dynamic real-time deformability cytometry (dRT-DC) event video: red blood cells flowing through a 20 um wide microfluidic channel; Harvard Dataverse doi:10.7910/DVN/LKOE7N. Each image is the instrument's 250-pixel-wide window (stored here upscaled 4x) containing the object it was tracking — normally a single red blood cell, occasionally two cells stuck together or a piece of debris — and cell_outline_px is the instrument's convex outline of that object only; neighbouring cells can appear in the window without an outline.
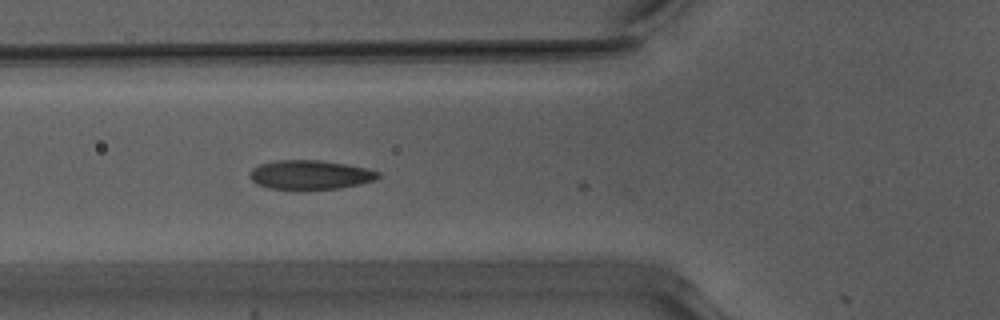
{"species": "Egyptian fruit bat (a non-hibernating species)", "species_latin": "Rousettus aegyptiacus", "temperature_condition": "warm", "stored_images_in_passage": 6, "camera_frame_rate_fps": 3000, "um_per_image_px": 0.085, "animal": {"sex": "male"}, "frame": {"image": 1, "passage_image": 5, "time_ms": 1.333, "image_size_px": [1000, 320], "cell_outline_px": [[380, 176], [376, 180], [360, 184], [340, 188], [300, 192], [268, 188], [256, 184], [248, 176], [248, 172], [252, 168], [260, 164], [276, 160], [320, 160], [348, 164], [368, 168], [380, 172]], "centroid_in_image_um": [26.34, 14.89], "position_along_channel_um": 99.5, "area_um2": 22.83}}